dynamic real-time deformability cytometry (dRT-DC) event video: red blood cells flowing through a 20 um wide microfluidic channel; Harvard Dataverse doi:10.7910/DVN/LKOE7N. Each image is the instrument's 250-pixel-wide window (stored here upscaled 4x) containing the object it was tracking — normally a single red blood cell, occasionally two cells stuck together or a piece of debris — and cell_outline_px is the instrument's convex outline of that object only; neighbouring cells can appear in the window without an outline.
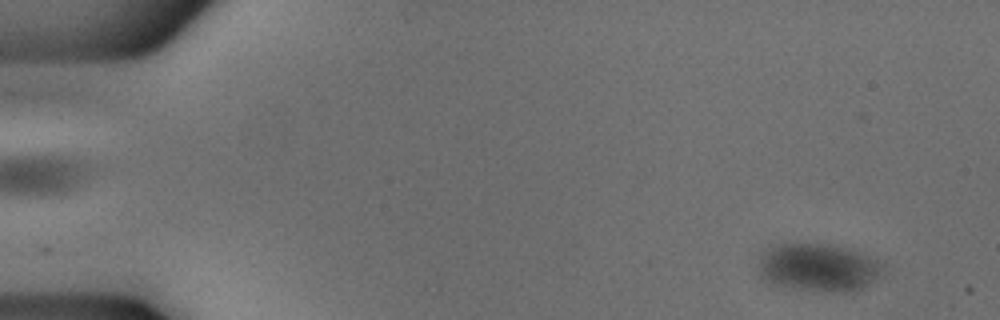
{"species": "common noctule bat (a hibernating species)", "species_latin": "Nyctalus noctula", "temperature_condition": "cold", "stored_images_in_passage": 54, "camera_frame_rate_fps": 3000, "um_per_image_px": 0.085, "animal": {"sex": "male", "body_mass_g": 18.8}, "frame": {"image": 1, "passage_image": 4, "time_ms": 1.0, "image_size_px": [1000, 320], "cell_outline_px": [[884, 264], [880, 276], [856, 292], [820, 292], [772, 284], [764, 280], [760, 276], [756, 264], [764, 248], [776, 244], [828, 244], [848, 248], [884, 260]], "centroid_in_image_um": [69.56, 22.73], "position_along_channel_um": 15.4, "area_um2": 35.6}}
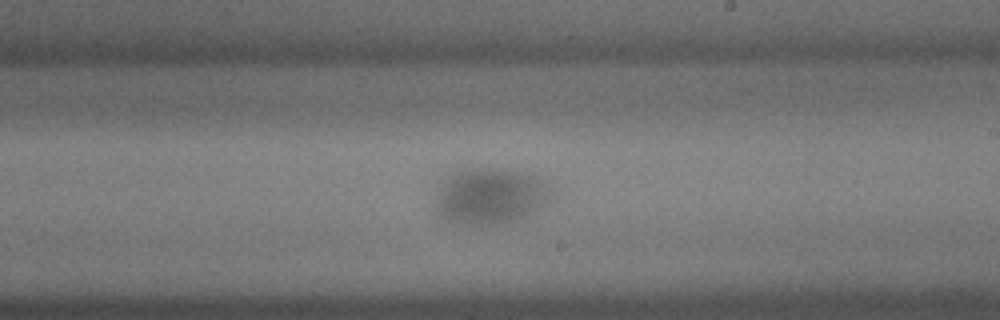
{"frame": {"image": 2, "passage_image": 32, "time_ms": 10.333, "image_size_px": [1000, 320], "cell_outline_px": [[552, 196], [544, 204], [520, 220], [504, 224], [448, 220], [440, 216], [436, 212], [436, 192], [440, 180], [460, 168], [504, 168], [528, 172], [544, 180], [552, 188]], "centroid_in_image_um": [41.68, 16.6], "position_along_channel_um": 247.3, "area_um2": 38.21}}
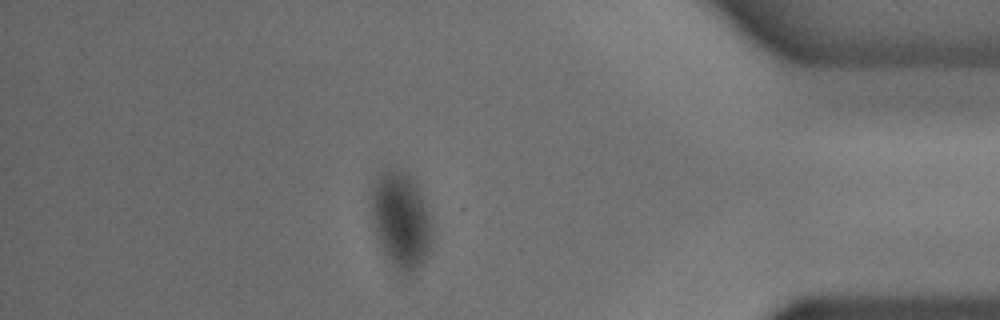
{"frame": {"image": 3, "passage_image": 47, "time_ms": 15.333, "image_size_px": [1000, 320], "cell_outline_px": [[432, 244], [428, 256], [416, 276], [408, 280], [400, 280], [384, 256], [376, 236], [372, 220], [372, 184], [380, 172], [384, 168], [404, 168], [412, 176], [420, 192], [432, 220]], "centroid_in_image_um": [34.1, 18.85], "position_along_channel_um": 401.1, "area_um2": 36.41}}